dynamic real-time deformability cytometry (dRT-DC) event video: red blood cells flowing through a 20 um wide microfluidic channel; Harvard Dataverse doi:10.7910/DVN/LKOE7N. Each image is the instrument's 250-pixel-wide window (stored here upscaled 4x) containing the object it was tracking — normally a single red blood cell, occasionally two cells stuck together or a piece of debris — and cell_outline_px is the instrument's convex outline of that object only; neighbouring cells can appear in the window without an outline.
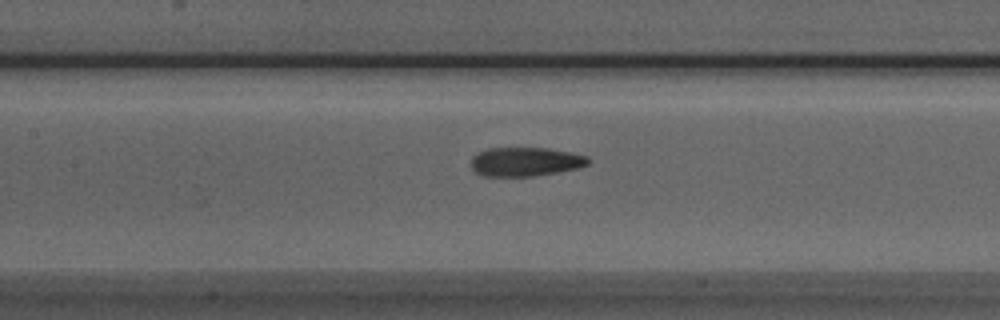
{"species": "Egyptian fruit bat (a non-hibernating species)", "species_latin": "Rousettus aegyptiacus", "temperature_condition": "room temperature", "stored_images_in_passage": 36, "camera_frame_rate_fps": 3000, "um_per_image_px": 0.085, "animal": {"sex": "male"}, "frame": {"image": 1, "passage_image": 17, "time_ms": 5.333, "image_size_px": [1000, 320], "cell_outline_px": [[592, 160], [588, 164], [576, 168], [556, 172], [532, 176], [480, 176], [472, 168], [472, 156], [476, 152], [488, 148], [548, 148], [588, 156]], "centroid_in_image_um": [44.63, 13.74], "position_along_channel_um": 162.8, "area_um2": 19.77}}
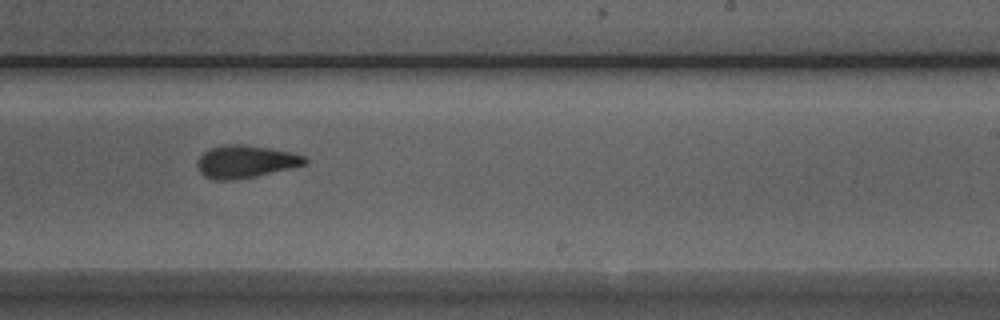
{"frame": {"image": 2, "passage_image": 25, "time_ms": 8.0, "image_size_px": [1000, 320], "cell_outline_px": [[308, 160], [304, 164], [256, 176], [236, 180], [212, 180], [204, 176], [196, 168], [196, 160], [204, 152], [212, 148], [224, 144], [240, 144], [268, 148], [292, 152], [304, 156]], "centroid_in_image_um": [20.8, 13.74], "position_along_channel_um": 268.2, "area_um2": 20.35}}
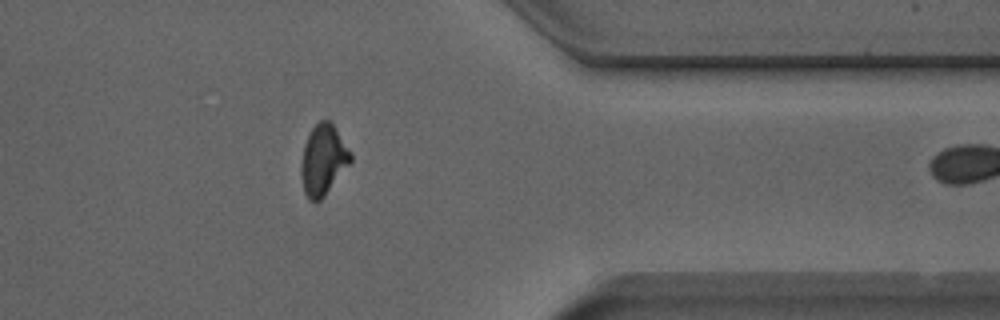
{"frame": {"image": 3, "passage_image": 35, "time_ms": 11.333, "image_size_px": [1000, 320], "cell_outline_px": [[352, 160], [324, 196], [316, 204], [308, 200], [304, 192], [300, 176], [300, 168], [304, 144], [312, 128], [320, 120], [328, 120], [332, 124], [352, 152]], "centroid_in_image_um": [27.45, 13.62], "position_along_channel_um": 384.0, "area_um2": 20.29}}